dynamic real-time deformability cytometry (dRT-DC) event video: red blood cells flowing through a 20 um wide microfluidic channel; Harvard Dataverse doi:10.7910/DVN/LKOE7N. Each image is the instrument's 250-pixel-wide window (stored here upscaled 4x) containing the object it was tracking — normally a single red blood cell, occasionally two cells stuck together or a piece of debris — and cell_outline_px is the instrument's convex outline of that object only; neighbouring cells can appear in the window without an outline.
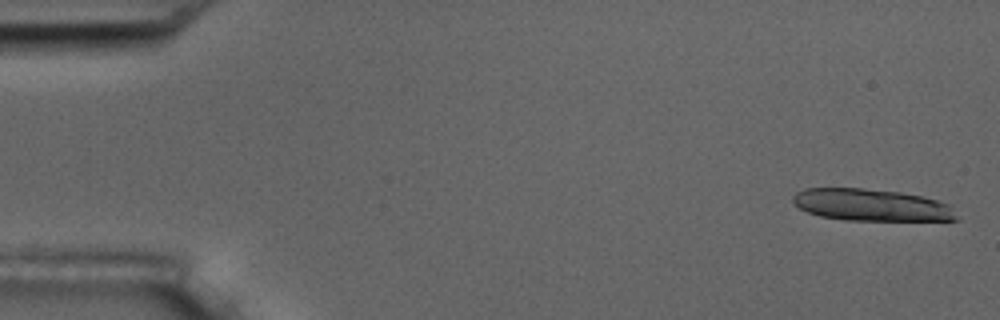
{"species": "common noctule bat (a hibernating species)", "species_latin": "Nyctalus noctula", "temperature_condition": "room temperature", "stored_images_in_passage": 5, "camera_frame_rate_fps": 3000, "um_per_image_px": 0.085, "animal": {"sex": "male", "body_mass_g": 17.5, "forearm_length_mm": 52.3}, "frame": {"image": 1, "passage_image": 1, "time_ms": 0.0, "image_size_px": [1000, 320], "cell_outline_px": [[960, 220], [844, 220], [820, 216], [808, 212], [800, 208], [792, 200], [792, 196], [796, 192], [804, 188], [860, 188], [900, 192], [920, 196], [936, 200], [948, 204]], "centroid_in_image_um": [74.03, 17.42], "position_along_channel_um": 11.0, "area_um2": 30.29}}